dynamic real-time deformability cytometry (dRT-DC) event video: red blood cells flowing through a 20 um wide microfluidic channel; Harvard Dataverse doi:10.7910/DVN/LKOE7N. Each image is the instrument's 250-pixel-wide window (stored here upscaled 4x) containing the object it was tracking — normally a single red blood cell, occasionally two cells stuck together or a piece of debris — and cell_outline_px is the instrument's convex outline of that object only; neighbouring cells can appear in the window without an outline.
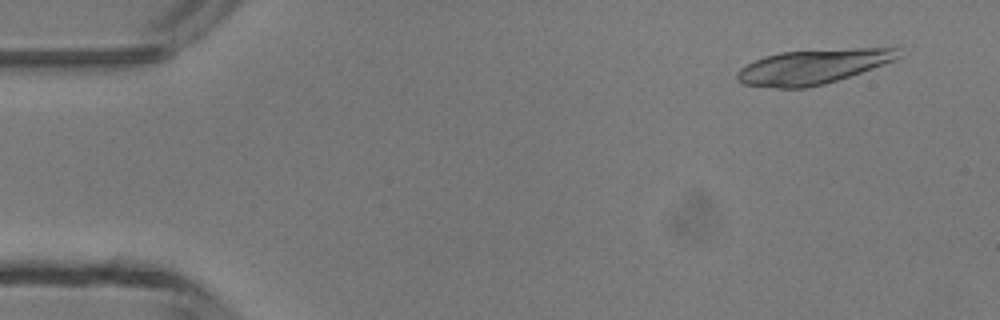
{"species": "common noctule bat (a hibernating species)", "species_latin": "Nyctalus noctula", "temperature_condition": "room temperature", "stored_images_in_passage": 14, "camera_frame_rate_fps": 3000, "um_per_image_px": 0.085, "animal": {"sex": "male", "body_mass_g": 13.3}, "frame": {"image": 1, "passage_image": 4, "time_ms": 1.0, "image_size_px": [1000, 320], "cell_outline_px": [[900, 56], [892, 60], [872, 68], [824, 84], [804, 88], [776, 88], [744, 84], [736, 80], [736, 72], [740, 68], [764, 56], [780, 52], [852, 48], [896, 48]], "centroid_in_image_um": [69.01, 5.67], "position_along_channel_um": 16.0, "area_um2": 32.02}}